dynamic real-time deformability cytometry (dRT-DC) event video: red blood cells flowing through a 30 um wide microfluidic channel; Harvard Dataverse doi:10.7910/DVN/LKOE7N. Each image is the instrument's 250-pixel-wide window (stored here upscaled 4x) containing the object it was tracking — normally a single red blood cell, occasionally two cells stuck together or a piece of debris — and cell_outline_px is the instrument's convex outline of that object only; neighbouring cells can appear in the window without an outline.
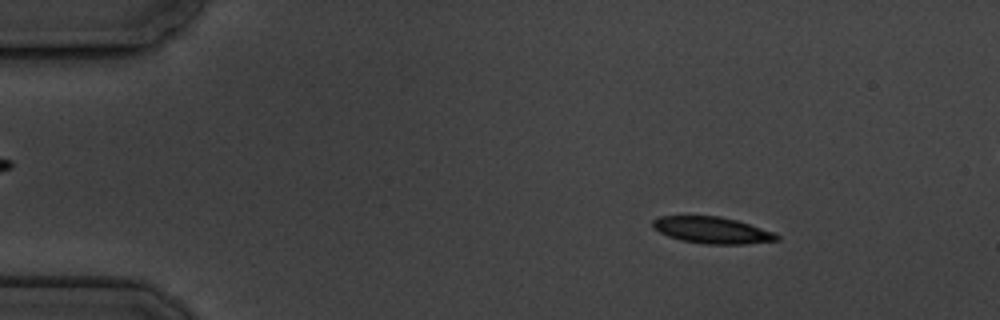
{"species": "common noctule bat (a hibernating species)", "species_latin": "Nyctalus noctula", "temperature_condition": "cold", "stored_images_in_passage": 7, "camera_frame_rate_fps": 3000, "um_per_image_px": 0.085, "animal": {"sex": "male", "body_mass_g": 19.5, "forearm_length_mm": 54.6}, "frame": {"image": 1, "passage_image": 2, "time_ms": 1.0, "image_size_px": [1000, 320], "cell_outline_px": [[780, 240], [744, 244], [704, 244], [680, 240], [668, 236], [652, 228], [652, 220], [660, 216], [720, 216], [736, 220], [776, 232], [780, 236]], "centroid_in_image_um": [60.54, 19.57], "position_along_channel_um": 24.5, "area_um2": 19.36}}
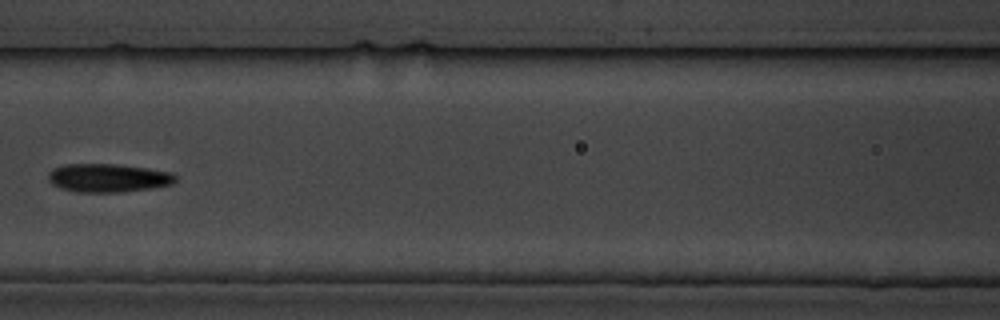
{"frame": {"image": 2, "passage_image": 7, "time_ms": 7.0, "image_size_px": [1000, 320], "cell_outline_px": [[176, 180], [172, 184], [124, 192], [76, 192], [60, 188], [52, 184], [48, 180], [48, 172], [52, 168], [64, 164], [116, 164], [148, 168], [172, 172], [176, 176]], "centroid_in_image_um": [9.15, 15.12], "position_along_channel_um": 157.4, "area_um2": 21.21}}